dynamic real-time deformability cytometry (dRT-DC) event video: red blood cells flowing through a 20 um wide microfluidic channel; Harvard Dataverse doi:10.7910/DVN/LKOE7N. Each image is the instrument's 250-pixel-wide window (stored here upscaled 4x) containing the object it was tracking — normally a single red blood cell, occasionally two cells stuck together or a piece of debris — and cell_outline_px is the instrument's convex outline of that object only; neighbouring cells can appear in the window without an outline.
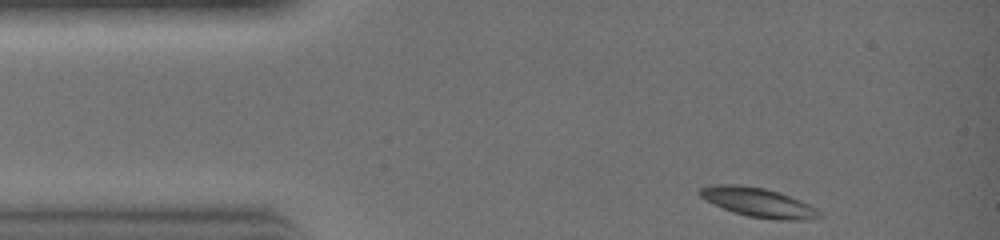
{"species": "common noctule bat (a hibernating species)", "species_latin": "Nyctalus noctula", "temperature_condition": "warm", "stored_images_in_passage": 25, "camera_frame_rate_fps": 3000, "um_per_image_px": 0.085, "animal": {"sex": "female", "body_mass_g": 19.0, "forearm_length_mm": 51.5}, "frame": {"image": 1, "passage_image": 1, "time_ms": 0.0, "image_size_px": [1000, 240], "cell_outline_px": [[824, 216], [808, 220], [776, 220], [748, 216], [732, 212], [700, 196], [696, 192], [700, 188], [708, 184], [740, 184], [764, 188], [780, 192], [800, 200], [816, 208]], "centroid_in_image_um": [64.47, 17.2], "position_along_channel_um": 20.5, "area_um2": 20.52}}
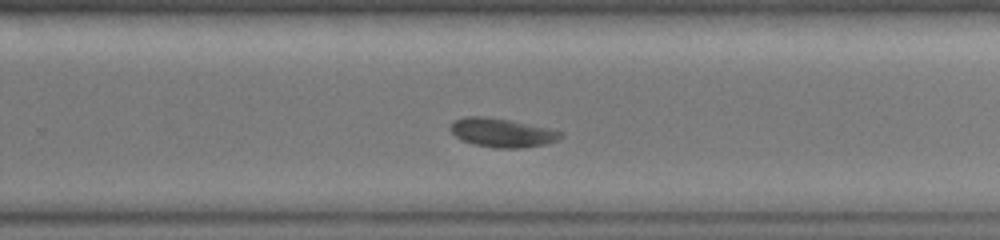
{"frame": {"image": 2, "passage_image": 17, "time_ms": 5.333, "image_size_px": [1000, 240], "cell_outline_px": [[564, 136], [548, 144], [520, 148], [496, 148], [472, 144], [456, 136], [452, 132], [452, 124], [456, 120], [464, 116], [484, 116], [508, 120], [548, 128], [564, 132]], "centroid_in_image_um": [42.72, 11.29], "position_along_channel_um": 287.1, "area_um2": 18.32}}
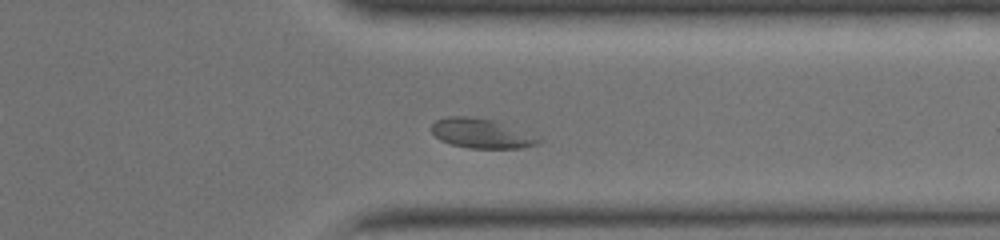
{"frame": {"image": 3, "passage_image": 21, "time_ms": 6.667, "image_size_px": [1000, 240], "cell_outline_px": [[544, 140], [536, 144], [524, 148], [468, 148], [452, 144], [440, 140], [432, 132], [432, 124], [436, 120], [448, 116], [472, 116], [496, 120]], "centroid_in_image_um": [40.9, 11.33], "position_along_channel_um": 370.5, "area_um2": 18.38}}